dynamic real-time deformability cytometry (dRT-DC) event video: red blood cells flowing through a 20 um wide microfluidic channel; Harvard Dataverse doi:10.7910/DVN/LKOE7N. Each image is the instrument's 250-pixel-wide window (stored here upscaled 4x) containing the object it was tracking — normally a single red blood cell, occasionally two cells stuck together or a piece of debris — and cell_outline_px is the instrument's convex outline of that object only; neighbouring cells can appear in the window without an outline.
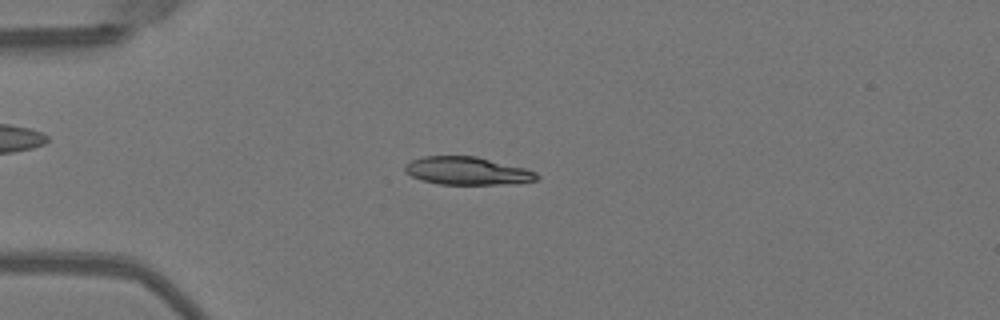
{"species": "Egyptian fruit bat (a non-hibernating species)", "species_latin": "Rousettus aegyptiacus", "temperature_condition": "warm", "stored_images_in_passage": 38, "camera_frame_rate_fps": 3000, "um_per_image_px": 0.085, "animal": {"sex": "female"}, "frame": {"image": 1, "passage_image": 1, "time_ms": 0.0, "image_size_px": [1000, 320], "cell_outline_px": [[540, 176], [536, 180], [504, 184], [440, 184], [420, 180], [404, 172], [404, 164], [412, 160], [424, 156], [476, 156], [524, 168], [536, 172]], "centroid_in_image_um": [39.66, 14.52], "position_along_channel_um": 45.3, "area_um2": 21.33}}
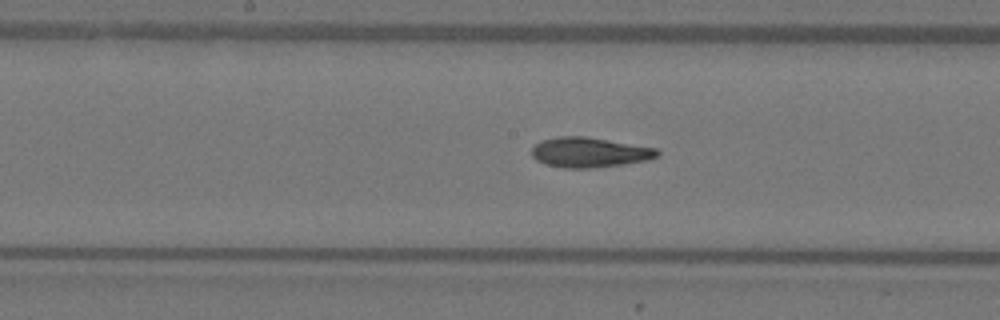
{"frame": {"image": 2, "passage_image": 14, "time_ms": 4.333, "image_size_px": [1000, 320], "cell_outline_px": [[660, 156], [648, 160], [624, 164], [592, 168], [564, 168], [544, 164], [536, 160], [532, 156], [532, 148], [536, 144], [544, 140], [560, 136], [584, 136], [656, 148], [660, 152]], "centroid_in_image_um": [50.12, 12.96], "position_along_channel_um": 198.1, "area_um2": 21.91}}
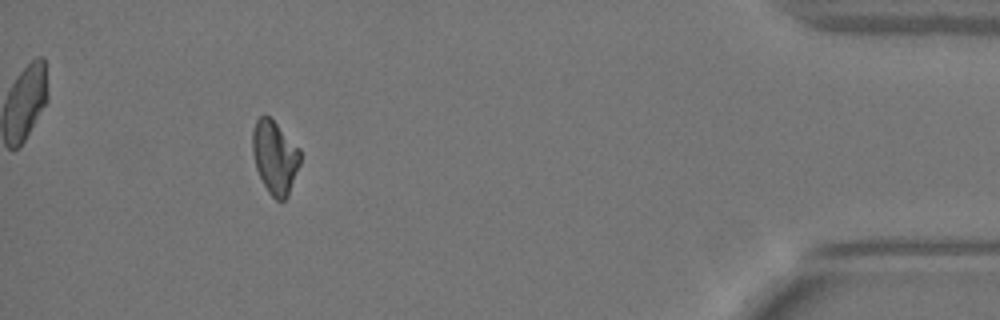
{"frame": {"image": 3, "passage_image": 34, "time_ms": 11.0, "image_size_px": [1000, 320], "cell_outline_px": [[300, 164], [288, 196], [284, 200], [276, 200], [268, 192], [256, 168], [252, 152], [252, 132], [256, 120], [260, 116], [268, 116], [300, 148]], "centroid_in_image_um": [23.36, 13.38], "position_along_channel_um": 411.8, "area_um2": 20.17}, "authors_computed_cell_mechanics": {"area_um2": 21.386, "velocity_mm_per_s": 4.045, "shape_relaxation_time_tau1_ms": null, "shape_relaxation_time_tau2_ms": 1.9892, "deformation_change_tau1": null, "deformation_change_tau2": 0.049}}